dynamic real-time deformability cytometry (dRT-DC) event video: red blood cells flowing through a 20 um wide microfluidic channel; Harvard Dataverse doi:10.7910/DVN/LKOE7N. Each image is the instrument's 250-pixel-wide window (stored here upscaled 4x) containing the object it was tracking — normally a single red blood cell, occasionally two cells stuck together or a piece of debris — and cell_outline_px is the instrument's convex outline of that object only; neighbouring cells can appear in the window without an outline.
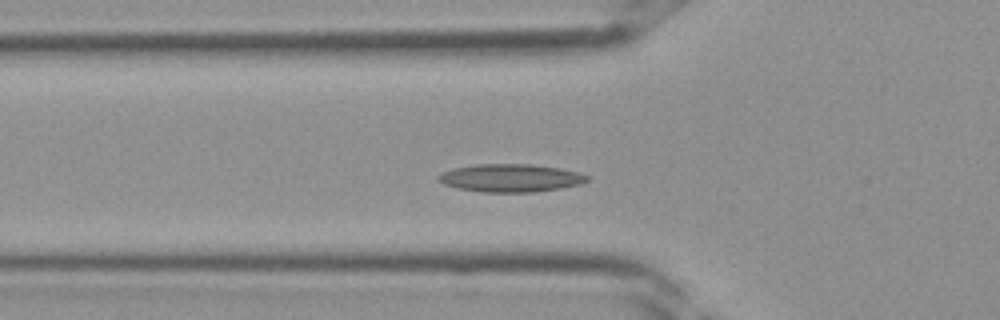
{"species": "Egyptian fruit bat (a non-hibernating species)", "species_latin": "Rousettus aegyptiacus", "temperature_condition": "room temperature", "stored_images_in_passage": 37, "segment_of_instrument_passage": [1, 2], "camera_frame_rate_fps": 3000, "um_per_image_px": 0.085, "frame": {"image": 1, "passage_image": 11, "time_ms": 3.333, "image_size_px": [1000, 320], "cell_outline_px": [[588, 180], [580, 184], [560, 188], [532, 192], [480, 192], [460, 188], [444, 184], [436, 180], [436, 176], [444, 172], [456, 168], [476, 164], [532, 164], [560, 168], [580, 172], [588, 176]], "centroid_in_image_um": [43.41, 15.12], "position_along_channel_um": 82.4, "area_um2": 24.1}}
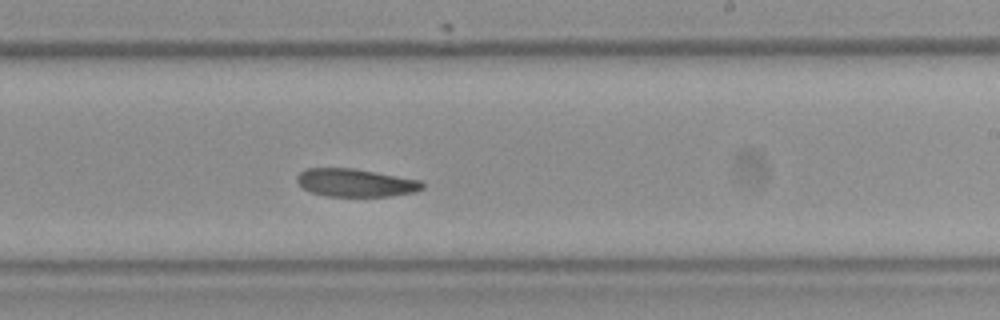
{"frame": {"image": 2, "passage_image": 21, "time_ms": 6.667, "image_size_px": [1000, 320], "cell_outline_px": [[424, 188], [416, 192], [388, 196], [328, 196], [312, 192], [304, 188], [296, 180], [296, 176], [304, 168], [352, 168], [420, 180], [424, 184]], "centroid_in_image_um": [30.22, 15.53], "position_along_channel_um": 258.8, "area_um2": 20.29}}
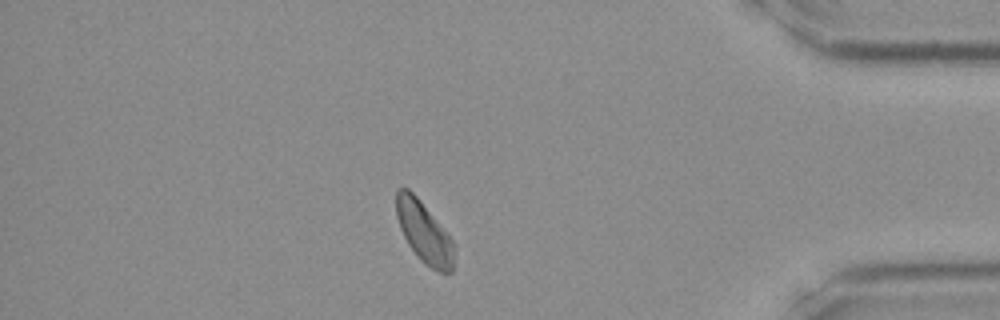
{"frame": {"image": 3, "passage_image": 31, "time_ms": 10.0, "image_size_px": [1000, 320], "cell_outline_px": [[452, 272], [440, 272], [432, 268], [408, 244], [400, 228], [396, 216], [396, 188], [408, 188], [416, 196], [448, 232], [452, 240]], "centroid_in_image_um": [36.02, 19.67], "position_along_channel_um": 399.2, "area_um2": 19.94}}